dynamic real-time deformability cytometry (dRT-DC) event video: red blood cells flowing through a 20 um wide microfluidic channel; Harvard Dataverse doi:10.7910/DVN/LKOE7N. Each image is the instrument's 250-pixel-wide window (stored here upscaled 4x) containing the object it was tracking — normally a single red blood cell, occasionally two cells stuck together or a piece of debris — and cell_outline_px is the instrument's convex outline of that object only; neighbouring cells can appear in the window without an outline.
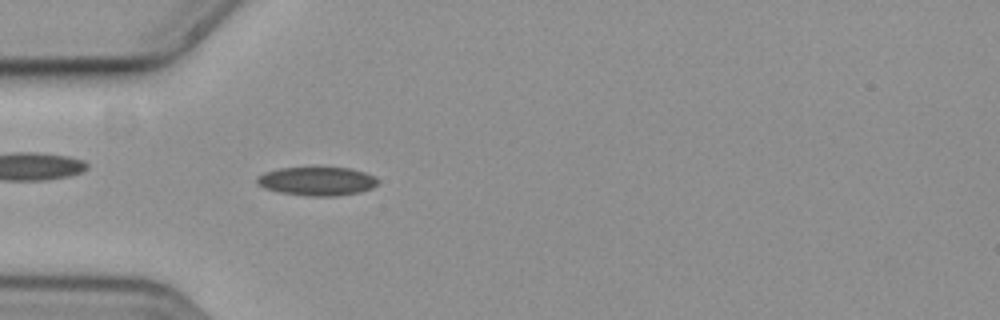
{"species": "common noctule bat (a hibernating species)", "species_latin": "Nyctalus noctula", "temperature_condition": "cold", "stored_images_in_passage": 50, "camera_frame_rate_fps": 3000, "um_per_image_px": 0.085, "animal": {"sex": "female", "body_mass_g": 19.3, "forearm_length_mm": 54.1}, "frame": {"image": 1, "passage_image": 11, "time_ms": 3.333, "image_size_px": [1000, 320], "cell_outline_px": [[376, 184], [372, 188], [360, 192], [336, 196], [308, 196], [280, 192], [264, 188], [256, 184], [256, 176], [264, 172], [280, 168], [352, 168], [376, 176]], "centroid_in_image_um": [26.92, 15.4], "position_along_channel_um": 58.1, "area_um2": 20.17}}
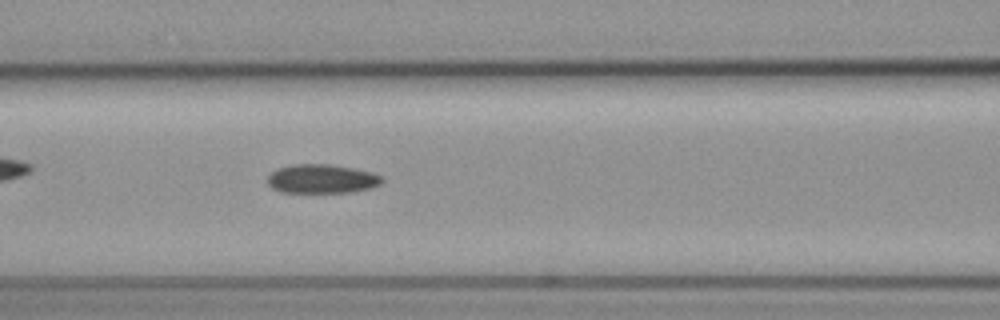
{"frame": {"image": 2, "passage_image": 18, "time_ms": 5.667, "image_size_px": [1000, 320], "cell_outline_px": [[384, 180], [380, 184], [372, 188], [352, 192], [280, 192], [272, 188], [268, 184], [268, 176], [272, 172], [280, 168], [292, 164], [332, 164], [372, 172], [380, 176]], "centroid_in_image_um": [27.37, 15.2], "position_along_channel_um": 139.2, "area_um2": 19.31}}
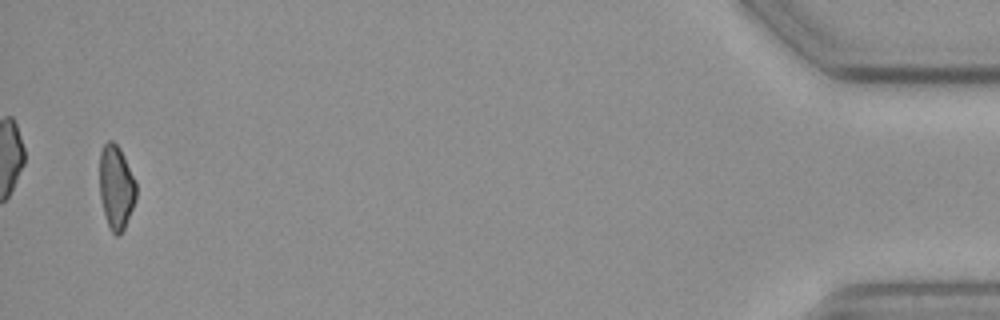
{"frame": {"image": 3, "passage_image": 49, "time_ms": 16.0, "image_size_px": [1000, 320], "cell_outline_px": [[136, 200], [124, 228], [120, 236], [116, 236], [112, 232], [108, 224], [104, 212], [100, 196], [100, 152], [104, 144], [108, 140], [112, 140], [120, 148], [136, 180]], "centroid_in_image_um": [9.89, 15.9], "position_along_channel_um": 425.3, "area_um2": 17.92}, "authors_computed_cell_mechanics": {"area_um2": 19.363, "velocity_mm_per_s": 3.6639, "shape_relaxation_time_tau1_ms": 5.0465, "shape_relaxation_time_tau2_ms": null, "deformation_change_tau1": 0.0891, "deformation_change_tau2": null}}